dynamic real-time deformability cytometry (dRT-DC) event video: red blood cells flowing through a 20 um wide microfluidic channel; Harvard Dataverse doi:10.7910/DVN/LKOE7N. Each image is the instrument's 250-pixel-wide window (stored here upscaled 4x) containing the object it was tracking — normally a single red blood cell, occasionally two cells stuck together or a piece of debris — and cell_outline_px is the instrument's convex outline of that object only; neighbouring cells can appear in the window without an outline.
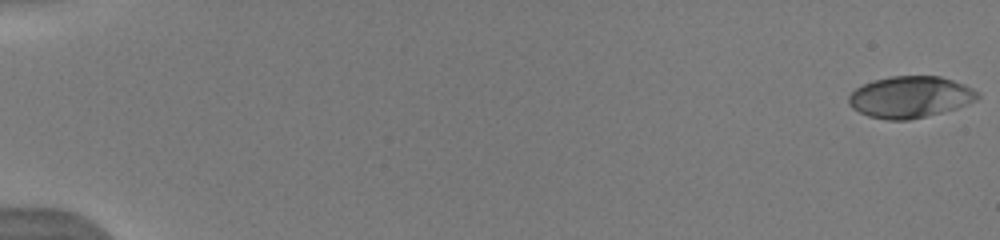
{"species": "human", "species_latin": "Homo sapiens", "temperature_condition": "warm", "stored_images_in_passage": 42, "camera_frame_rate_fps": 3000, "um_per_image_px": 0.085, "donor": {"sex": "male"}, "frame": {"image": 1, "passage_image": 1, "time_ms": 0.0, "image_size_px": [1000, 240], "cell_outline_px": [[980, 96], [976, 100], [956, 108], [908, 120], [888, 120], [868, 116], [852, 108], [848, 104], [848, 96], [856, 88], [872, 80], [888, 76], [940, 76], [964, 84], [980, 92]], "centroid_in_image_um": [77.35, 8.23], "position_along_channel_um": 7.7, "area_um2": 31.15}}
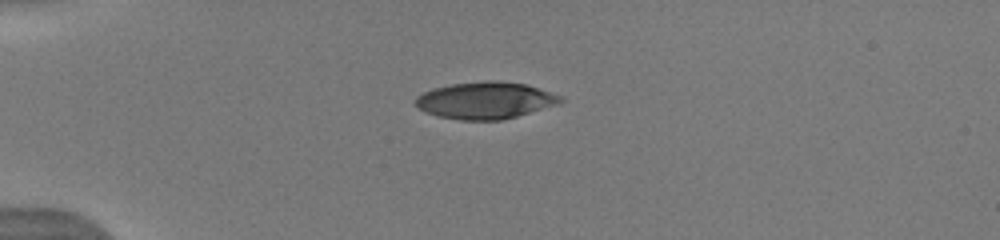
{"frame": {"image": 2, "passage_image": 22, "time_ms": 4.667, "image_size_px": [1000, 240], "cell_outline_px": [[564, 100], [556, 104], [504, 120], [460, 120], [436, 116], [424, 112], [412, 100], [416, 96], [432, 88], [452, 84], [484, 80], [500, 80], [528, 84], [564, 96]], "centroid_in_image_um": [41.25, 8.52], "position_along_channel_um": 43.8, "area_um2": 31.56}}